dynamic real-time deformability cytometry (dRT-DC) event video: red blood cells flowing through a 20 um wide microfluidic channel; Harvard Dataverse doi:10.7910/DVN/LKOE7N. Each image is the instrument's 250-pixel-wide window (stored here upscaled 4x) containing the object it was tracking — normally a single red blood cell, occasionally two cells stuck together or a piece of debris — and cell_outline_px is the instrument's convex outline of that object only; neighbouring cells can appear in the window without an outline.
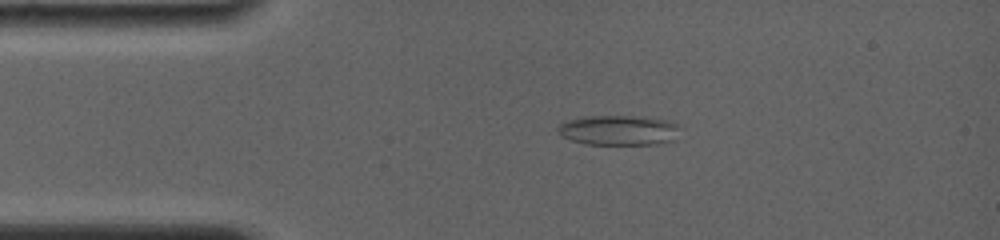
{"species": "common noctule bat (a hibernating species)", "species_latin": "Nyctalus noctula", "temperature_condition": "room temperature", "stored_images_in_passage": 2, "camera_frame_rate_fps": 4000, "um_per_image_px": 0.085, "animal": {"sex": "female", "body_mass_g": 19.0, "forearm_length_mm": 56.7}, "frame": {"image": 1, "passage_image": 1, "time_ms": 0.0, "image_size_px": [1000, 240], "cell_outline_px": [[680, 128], [672, 140], [656, 144], [584, 144], [560, 136], [560, 124], [568, 120], [584, 116], [640, 116], [664, 120], [676, 124]], "centroid_in_image_um": [52.57, 11.06], "position_along_channel_um": 32.4, "area_um2": 21.04}}